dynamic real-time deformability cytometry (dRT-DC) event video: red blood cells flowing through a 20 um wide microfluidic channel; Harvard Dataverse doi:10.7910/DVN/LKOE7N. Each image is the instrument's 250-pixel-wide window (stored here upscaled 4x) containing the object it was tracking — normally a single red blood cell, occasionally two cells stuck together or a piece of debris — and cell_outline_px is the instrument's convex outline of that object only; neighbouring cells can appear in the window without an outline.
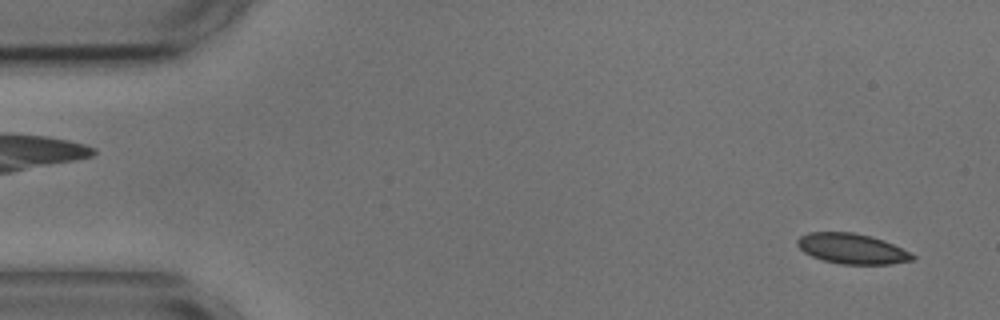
{"species": "common noctule bat (a hibernating species)", "species_latin": "Nyctalus noctula", "temperature_condition": "cold", "stored_images_in_passage": 54, "camera_frame_rate_fps": 3000, "um_per_image_px": 0.085, "animal": {"sex": "male", "body_mass_g": 17.9, "forearm_length_mm": 54.2}, "frame": {"image": 1, "passage_image": 2, "time_ms": 0.333, "image_size_px": [1000, 320], "cell_outline_px": [[916, 260], [892, 264], [840, 264], [824, 260], [812, 256], [804, 252], [796, 244], [796, 240], [800, 236], [808, 232], [852, 232], [872, 236], [884, 240], [916, 256]], "centroid_in_image_um": [72.41, 21.14], "position_along_channel_um": 12.6, "area_um2": 20.35}}
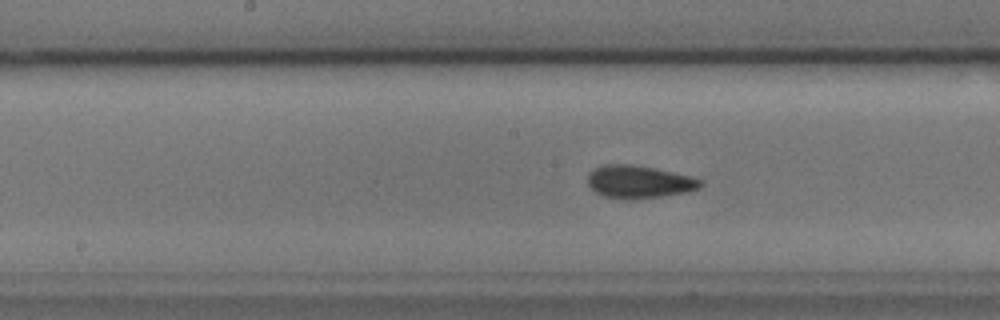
{"frame": {"image": 2, "passage_image": 26, "time_ms": 8.333, "image_size_px": [1000, 320], "cell_outline_px": [[704, 184], [700, 188], [688, 192], [632, 200], [624, 200], [600, 196], [588, 184], [588, 172], [604, 164], [632, 164], [672, 172], [704, 180]], "centroid_in_image_um": [54.3, 15.47], "position_along_channel_um": 193.9, "area_um2": 21.68}}
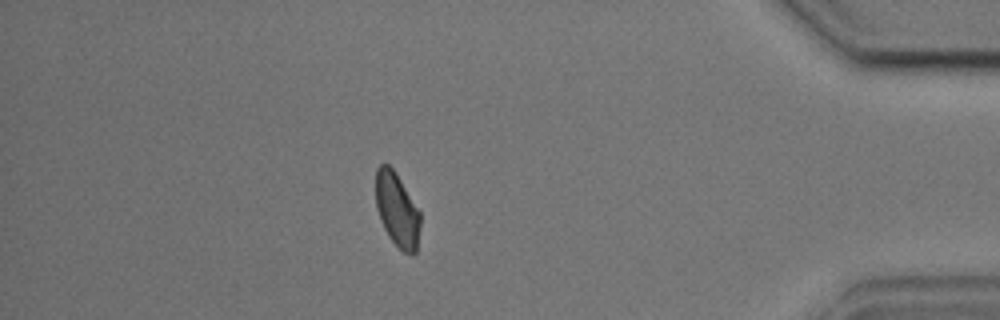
{"frame": {"image": 3, "passage_image": 47, "time_ms": 15.333, "image_size_px": [1000, 320], "cell_outline_px": [[420, 228], [416, 252], [412, 256], [404, 252], [388, 236], [380, 220], [376, 208], [376, 168], [380, 164], [388, 164], [396, 172], [420, 212]], "centroid_in_image_um": [33.75, 17.83], "position_along_channel_um": 401.5, "area_um2": 19.25}, "authors_computed_cell_mechanics": {"area_um2": 20.4901, "velocity_mm_per_s": 3.5812, "shape_relaxation_time_tau1_ms": 3.9368, "shape_relaxation_time_tau2_ms": 1.2197, "deformation_change_tau1": 0.0924, "deformation_change_tau2": 0.0658}}